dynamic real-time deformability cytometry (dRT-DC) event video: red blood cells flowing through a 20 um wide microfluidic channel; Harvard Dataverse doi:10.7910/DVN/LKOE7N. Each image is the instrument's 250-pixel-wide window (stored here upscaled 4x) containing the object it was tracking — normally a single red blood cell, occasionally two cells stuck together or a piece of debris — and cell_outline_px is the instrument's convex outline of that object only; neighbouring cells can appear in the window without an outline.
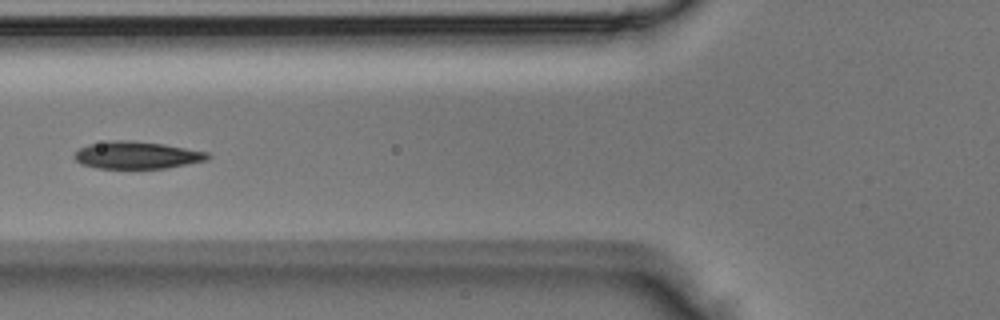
{"species": "Egyptian fruit bat (a non-hibernating species)", "species_latin": "Rousettus aegyptiacus", "temperature_condition": "room temperature", "stored_images_in_passage": 4, "camera_frame_rate_fps": 3000, "um_per_image_px": 0.085, "animal": {"sex": "male"}, "frame": {"image": 1, "passage_image": 4, "time_ms": 1.0, "image_size_px": [1000, 320], "cell_outline_px": [[212, 156], [208, 160], [164, 168], [100, 168], [80, 164], [72, 156], [80, 148], [88, 144], [108, 140], [132, 140], [164, 144], [208, 152]], "centroid_in_image_um": [11.62, 13.17], "position_along_channel_um": 114.2, "area_um2": 21.27}}